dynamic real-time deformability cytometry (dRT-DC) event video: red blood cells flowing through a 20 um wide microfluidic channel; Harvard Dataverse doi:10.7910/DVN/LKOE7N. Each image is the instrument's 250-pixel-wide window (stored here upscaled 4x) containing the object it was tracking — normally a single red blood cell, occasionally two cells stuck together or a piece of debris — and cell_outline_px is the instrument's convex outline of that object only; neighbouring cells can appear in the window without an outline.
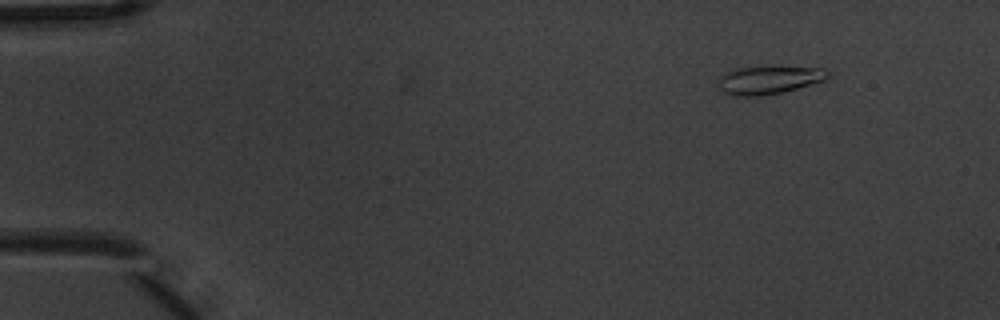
{"species": "common noctule bat (a hibernating species)", "species_latin": "Nyctalus noctula", "temperature_condition": "warm", "stored_images_in_passage": 6, "camera_frame_rate_fps": 3000, "um_per_image_px": 0.085, "animal": {"sex": "male", "body_mass_g": 20.1, "forearm_length_mm": 53.5}, "frame": {"image": 1, "passage_image": 2, "time_ms": 0.333, "image_size_px": [1000, 320], "cell_outline_px": [[832, 76], [824, 80], [796, 88], [780, 92], [760, 96], [732, 96], [724, 92], [720, 88], [716, 80], [724, 72], [736, 68], [764, 64], [772, 64], [824, 68], [832, 72]], "centroid_in_image_um": [65.37, 6.73], "position_along_channel_um": 19.6, "area_um2": 19.02}}
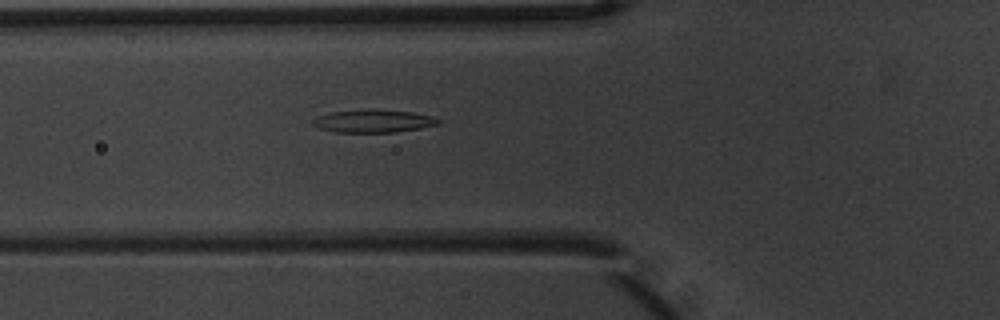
{"frame": {"image": 2, "passage_image": 6, "time_ms": 1.667, "image_size_px": [1000, 320], "cell_outline_px": [[440, 124], [420, 128], [396, 132], [336, 132], [320, 128], [312, 124], [312, 120], [316, 116], [332, 112], [372, 108], [412, 112], [432, 116], [440, 120]], "centroid_in_image_um": [31.74, 10.28], "position_along_channel_um": 94.1, "area_um2": 16.82}}